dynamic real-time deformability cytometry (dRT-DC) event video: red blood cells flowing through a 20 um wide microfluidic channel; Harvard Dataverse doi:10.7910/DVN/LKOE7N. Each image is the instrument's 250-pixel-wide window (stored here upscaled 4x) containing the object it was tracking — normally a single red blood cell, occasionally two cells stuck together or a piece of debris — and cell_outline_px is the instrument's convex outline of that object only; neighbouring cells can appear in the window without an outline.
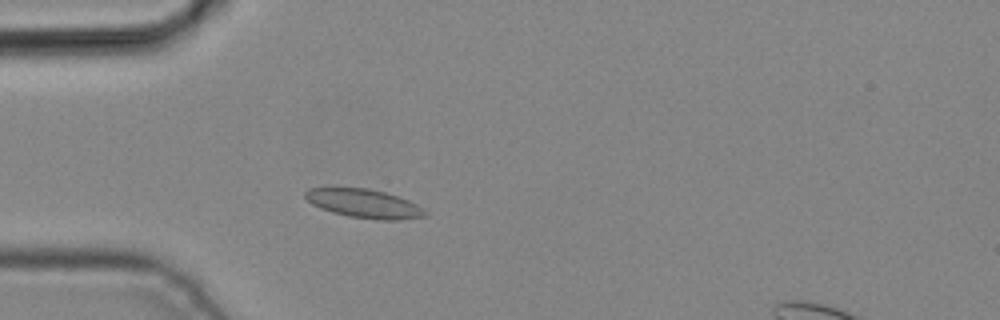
{"species": "common noctule bat (a hibernating species)", "species_latin": "Nyctalus noctula", "temperature_condition": "cold", "stored_images_in_passage": 2, "camera_frame_rate_fps": 3000, "um_per_image_px": 0.085, "animal": {"sex": "male", "body_mass_g": 19.2, "forearm_length_mm": 51.8}, "frame": {"image": 1, "passage_image": 2, "time_ms": 0.333, "image_size_px": [1000, 320], "cell_outline_px": [[428, 216], [400, 220], [380, 220], [348, 216], [332, 212], [320, 208], [312, 204], [304, 196], [304, 192], [308, 188], [368, 188], [384, 192], [408, 200], [424, 208], [428, 212]], "centroid_in_image_um": [30.97, 17.31], "position_along_channel_um": 54.0, "area_um2": 20.11}}